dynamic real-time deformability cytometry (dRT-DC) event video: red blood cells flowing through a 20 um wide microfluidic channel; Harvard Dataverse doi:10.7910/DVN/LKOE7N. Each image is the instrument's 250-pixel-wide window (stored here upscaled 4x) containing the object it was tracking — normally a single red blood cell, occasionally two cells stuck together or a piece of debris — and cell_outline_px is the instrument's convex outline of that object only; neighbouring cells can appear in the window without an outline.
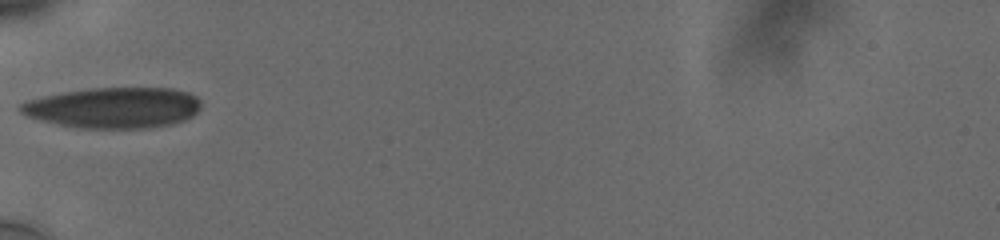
{"species": "human", "species_latin": "Homo sapiens", "temperature_condition": "cold", "stored_images_in_passage": 30, "camera_frame_rate_fps": 3000, "um_per_image_px": 0.085, "donor": {"sex": "male"}, "frame": {"image": 1, "passage_image": 1, "time_ms": 0.0, "image_size_px": [1000, 240], "cell_outline_px": [[200, 108], [192, 116], [184, 120], [172, 124], [144, 128], [80, 128], [60, 124], [28, 116], [20, 112], [20, 104], [28, 100], [44, 96], [64, 92], [92, 88], [172, 88], [188, 92], [196, 96], [200, 100]], "centroid_in_image_um": [9.7, 9.15], "position_along_channel_um": 75.3, "area_um2": 42.54}}